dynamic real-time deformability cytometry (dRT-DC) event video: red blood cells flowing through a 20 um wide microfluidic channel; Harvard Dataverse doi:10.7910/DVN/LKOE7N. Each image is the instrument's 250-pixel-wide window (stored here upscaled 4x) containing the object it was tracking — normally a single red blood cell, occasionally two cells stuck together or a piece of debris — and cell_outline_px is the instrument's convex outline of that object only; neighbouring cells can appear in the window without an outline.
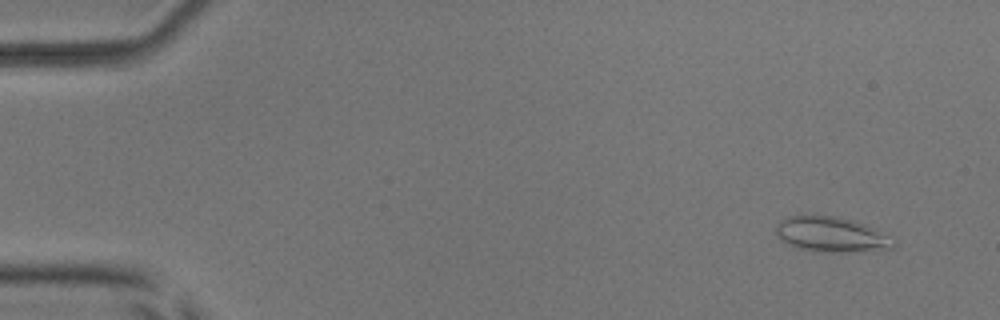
{"species": "common noctule bat (a hibernating species)", "species_latin": "Nyctalus noctula", "temperature_condition": "room temperature", "stored_images_in_passage": 54, "camera_frame_rate_fps": 3000, "um_per_image_px": 0.085, "animal": {"sex": "male", "body_mass_g": 17.9, "forearm_length_mm": 54.2}, "frame": {"image": 1, "passage_image": 4, "time_ms": 1.0, "image_size_px": [1000, 320], "cell_outline_px": [[896, 248], [848, 252], [820, 252], [800, 248], [780, 240], [776, 236], [776, 228], [780, 220], [788, 216], [836, 216], [856, 220], [868, 224], [876, 228], [896, 240]], "centroid_in_image_um": [70.73, 19.93], "position_along_channel_um": 14.3, "area_um2": 24.33}}
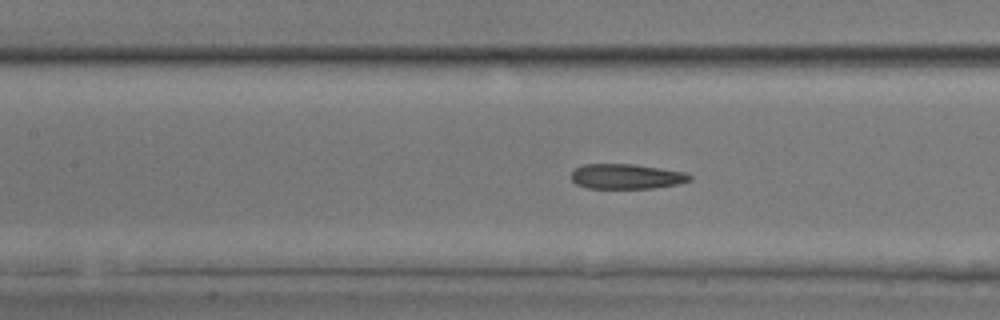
{"frame": {"image": 2, "passage_image": 25, "time_ms": 8.0, "image_size_px": [1000, 320], "cell_outline_px": [[692, 180], [680, 184], [652, 188], [588, 188], [576, 184], [572, 180], [572, 172], [576, 168], [584, 164], [632, 164], [660, 168], [684, 172], [692, 176]], "centroid_in_image_um": [53.27, 15.0], "position_along_channel_um": 154.1, "area_um2": 17.22}}
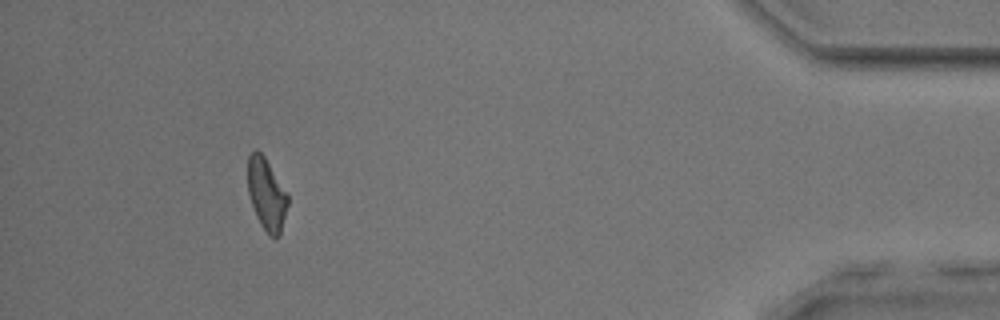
{"frame": {"image": 3, "passage_image": 50, "time_ms": 16.333, "image_size_px": [1000, 320], "cell_outline_px": [[288, 204], [280, 236], [276, 240], [268, 236], [260, 224], [256, 216], [248, 192], [248, 156], [256, 148], [264, 156], [288, 192]], "centroid_in_image_um": [22.68, 16.55], "position_along_channel_um": 412.5, "area_um2": 17.05}, "authors_computed_cell_mechanics": {"area_um2": 18.1203, "velocity_mm_per_s": 3.8113, "shape_relaxation_time_tau1_ms": null, "shape_relaxation_time_tau2_ms": 4.9533, "deformation_change_tau1": null, "deformation_change_tau2": 0.13}}